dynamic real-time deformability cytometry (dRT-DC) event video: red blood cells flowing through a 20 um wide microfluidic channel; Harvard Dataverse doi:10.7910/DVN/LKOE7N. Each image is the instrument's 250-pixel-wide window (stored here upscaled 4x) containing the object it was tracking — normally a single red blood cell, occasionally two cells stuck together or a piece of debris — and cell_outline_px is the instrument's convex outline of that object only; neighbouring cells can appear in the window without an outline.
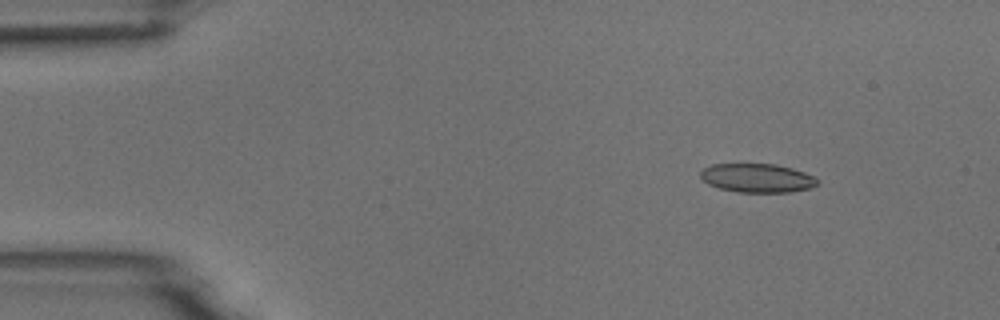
{"species": "common noctule bat (a hibernating species)", "species_latin": "Nyctalus noctula", "temperature_condition": "room temperature", "stored_images_in_passage": 5, "camera_frame_rate_fps": 3000, "um_per_image_px": 0.085, "animal": {"sex": "male", "body_mass_g": 18.8}, "frame": {"image": 1, "passage_image": 2, "time_ms": 1.333, "image_size_px": [1000, 320], "cell_outline_px": [[820, 184], [808, 188], [792, 192], [740, 192], [720, 188], [708, 184], [700, 176], [700, 172], [704, 168], [712, 164], [776, 164], [792, 168], [804, 172], [820, 180]], "centroid_in_image_um": [64.39, 15.13], "position_along_channel_um": 20.6, "area_um2": 19.59}}
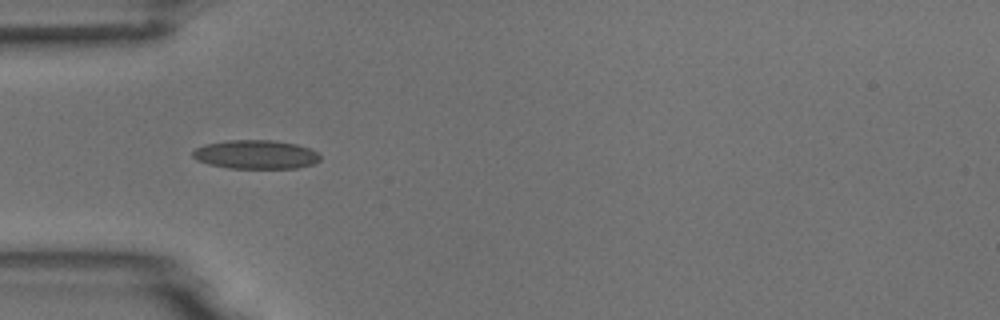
{"frame": {"image": 2, "passage_image": 4, "time_ms": 4.667, "image_size_px": [1000, 320], "cell_outline_px": [[320, 160], [312, 164], [296, 168], [228, 168], [208, 164], [196, 160], [192, 156], [192, 152], [196, 148], [204, 144], [228, 140], [272, 140], [296, 144], [308, 148], [316, 152], [320, 156]], "centroid_in_image_um": [21.7, 13.13], "position_along_channel_um": 63.3, "area_um2": 21.39}}